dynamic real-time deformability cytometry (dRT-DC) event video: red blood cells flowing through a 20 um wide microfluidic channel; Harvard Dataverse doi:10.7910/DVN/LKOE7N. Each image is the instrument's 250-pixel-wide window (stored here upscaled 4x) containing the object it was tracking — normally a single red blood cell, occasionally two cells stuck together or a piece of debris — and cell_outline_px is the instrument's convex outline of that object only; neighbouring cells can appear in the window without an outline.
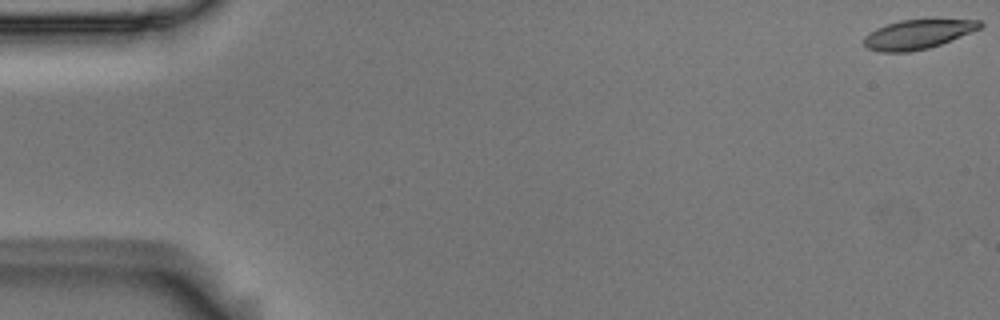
{"species": "Egyptian fruit bat (a non-hibernating species)", "species_latin": "Rousettus aegyptiacus", "temperature_condition": "room temperature", "stored_images_in_passage": 55, "camera_frame_rate_fps": 3000, "um_per_image_px": 0.085, "animal": {"sex": "male"}, "frame": {"image": 1, "passage_image": 1, "time_ms": 0.0, "image_size_px": [1000, 320], "cell_outline_px": [[984, 24], [980, 28], [940, 44], [928, 48], [908, 52], [880, 52], [868, 48], [864, 44], [864, 36], [876, 28], [900, 20], [980, 20]], "centroid_in_image_um": [77.97, 2.92], "position_along_channel_um": 7.0, "area_um2": 19.42}}
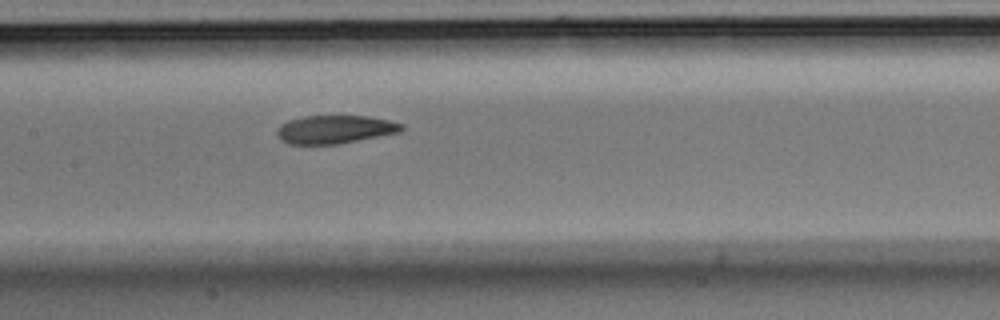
{"frame": {"image": 2, "passage_image": 27, "time_ms": 8.667, "image_size_px": [1000, 320], "cell_outline_px": [[404, 128], [400, 132], [340, 144], [288, 144], [280, 140], [276, 136], [276, 128], [280, 124], [288, 120], [304, 116], [368, 116], [388, 120], [404, 124]], "centroid_in_image_um": [28.43, 11.0], "position_along_channel_um": 179.0, "area_um2": 20.75}}
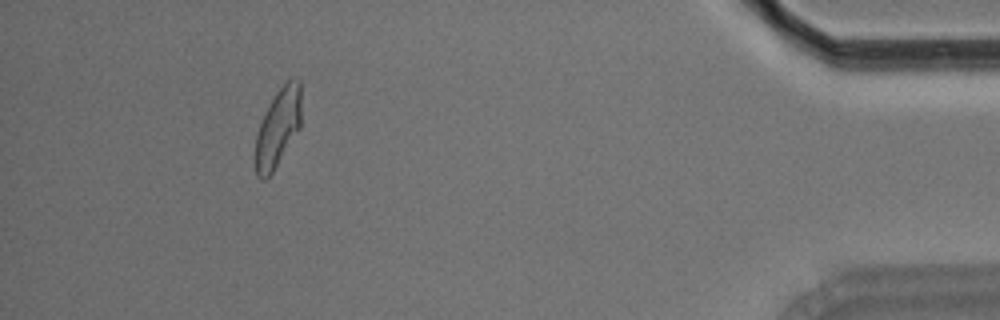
{"frame": {"image": 3, "passage_image": 51, "time_ms": 16.667, "image_size_px": [1000, 320], "cell_outline_px": [[300, 128], [272, 172], [264, 180], [260, 180], [256, 176], [252, 160], [256, 136], [264, 112], [276, 92], [292, 76], [300, 80]], "centroid_in_image_um": [23.57, 10.9], "position_along_channel_um": 411.6, "area_um2": 21.21}, "authors_computed_cell_mechanics": {"area_um2": 21.3282, "velocity_mm_per_s": 3.66, "shape_relaxation_time_tau1_ms": 5.3861, "shape_relaxation_time_tau2_ms": 2.7396, "deformation_change_tau1": 0.1824, "deformation_change_tau2": 0.0971}}